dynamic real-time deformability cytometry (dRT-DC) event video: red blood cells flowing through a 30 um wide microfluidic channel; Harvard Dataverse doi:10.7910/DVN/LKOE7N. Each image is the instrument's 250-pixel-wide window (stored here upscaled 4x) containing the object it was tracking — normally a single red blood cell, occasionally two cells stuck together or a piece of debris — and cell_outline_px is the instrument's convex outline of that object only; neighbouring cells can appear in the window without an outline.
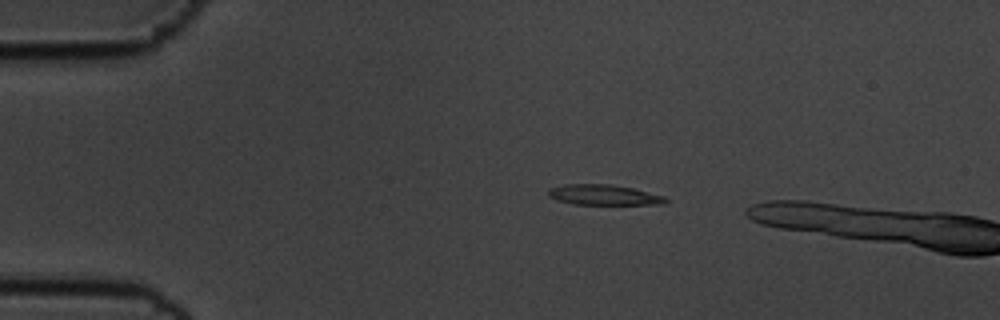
{"species": "common noctule bat (a hibernating species)", "species_latin": "Nyctalus noctula", "temperature_condition": "cold", "stored_images_in_passage": 13, "camera_frame_rate_fps": 3000, "um_per_image_px": 0.085, "animal": {"sex": "male", "body_mass_g": 19.5, "forearm_length_mm": 54.6}, "frame": {"image": 1, "passage_image": 10, "time_ms": 3.0, "image_size_px": [1000, 320], "cell_outline_px": [[668, 200], [664, 204], [572, 204], [556, 200], [548, 196], [548, 188], [564, 184], [612, 184], [632, 188], [664, 196]], "centroid_in_image_um": [51.27, 16.56], "position_along_channel_um": 33.7, "area_um2": 13.93}}